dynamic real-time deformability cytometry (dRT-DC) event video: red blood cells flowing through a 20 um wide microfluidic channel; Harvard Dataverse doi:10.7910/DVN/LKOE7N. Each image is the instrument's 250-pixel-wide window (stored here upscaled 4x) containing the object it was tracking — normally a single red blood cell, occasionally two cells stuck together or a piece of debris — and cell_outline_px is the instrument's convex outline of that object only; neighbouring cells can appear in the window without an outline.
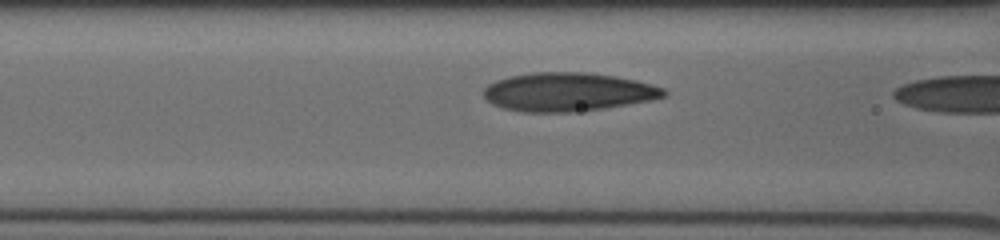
{"species": "human", "species_latin": "Homo sapiens", "temperature_condition": "cold", "stored_images_in_passage": 8, "camera_frame_rate_fps": 3000, "um_per_image_px": 0.085, "donor": {"sex": "male"}, "frame": {"image": 1, "passage_image": 3, "time_ms": 0.667, "image_size_px": [1000, 240], "cell_outline_px": [[668, 92], [664, 96], [648, 100], [604, 108], [576, 112], [520, 112], [504, 108], [492, 104], [480, 92], [488, 84], [496, 80], [512, 76], [532, 72], [584, 72], [616, 76], [636, 80], [652, 84], [664, 88]], "centroid_in_image_um": [48.24, 7.81], "position_along_channel_um": 118.4, "area_um2": 40.58}}
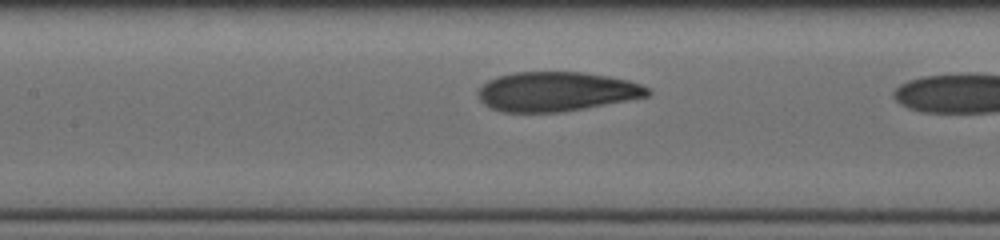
{"frame": {"image": 2, "passage_image": 6, "time_ms": 1.667, "image_size_px": [1000, 240], "cell_outline_px": [[652, 92], [648, 96], [584, 108], [560, 112], [504, 112], [492, 108], [484, 104], [480, 100], [476, 92], [488, 80], [512, 72], [580, 72], [608, 76], [628, 80], [640, 84], [648, 88]], "centroid_in_image_um": [47.28, 7.78], "position_along_channel_um": 160.1, "area_um2": 38.73}}